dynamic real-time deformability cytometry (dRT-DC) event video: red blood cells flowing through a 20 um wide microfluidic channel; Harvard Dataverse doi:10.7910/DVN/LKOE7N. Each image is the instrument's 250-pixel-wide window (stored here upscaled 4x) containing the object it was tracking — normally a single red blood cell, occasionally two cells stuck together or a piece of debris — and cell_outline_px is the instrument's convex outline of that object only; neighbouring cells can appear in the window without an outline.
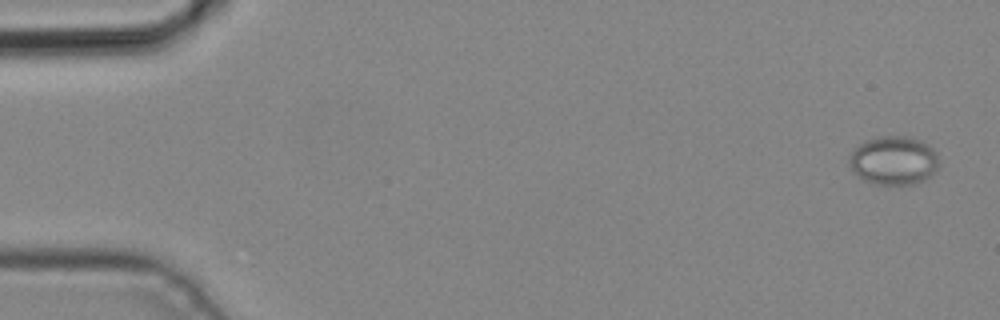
{"species": "common noctule bat (a hibernating species)", "species_latin": "Nyctalus noctula", "temperature_condition": "cold", "stored_images_in_passage": 4, "camera_frame_rate_fps": 3000, "um_per_image_px": 0.085, "animal": {"sex": "male", "body_mass_g": 19.2, "forearm_length_mm": 51.8}, "frame": {"image": 1, "passage_image": 1, "time_ms": 0.0, "image_size_px": [1000, 320], "cell_outline_px": [[940, 164], [936, 172], [932, 176], [924, 180], [912, 184], [876, 184], [864, 180], [848, 164], [848, 160], [852, 152], [864, 140], [876, 136], [908, 136], [920, 140], [928, 144], [936, 152]], "centroid_in_image_um": [76.0, 13.63], "position_along_channel_um": 9.0, "area_um2": 25.61}}
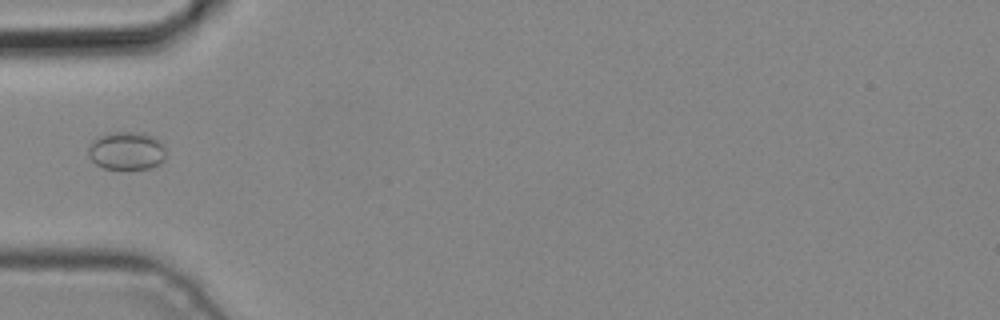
{"frame": {"image": 2, "passage_image": 3, "time_ms": 0.667, "image_size_px": [1000, 320], "cell_outline_px": [[164, 160], [160, 164], [148, 168], [104, 168], [96, 164], [88, 156], [88, 144], [92, 140], [108, 132], [144, 132], [160, 140], [164, 144]], "centroid_in_image_um": [10.75, 12.79], "position_along_channel_um": 74.3, "area_um2": 17.34}}
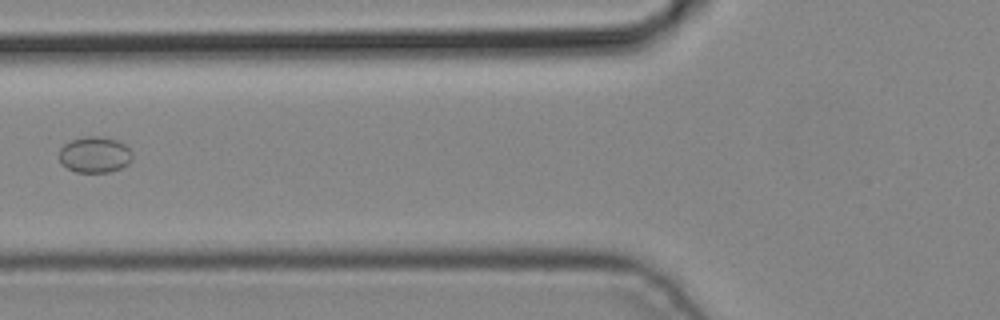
{"frame": {"image": 3, "passage_image": 4, "time_ms": 1.0, "image_size_px": [1000, 320], "cell_outline_px": [[132, 160], [128, 164], [120, 168], [108, 172], [76, 172], [60, 164], [60, 148], [64, 144], [72, 140], [84, 136], [100, 136], [116, 140], [124, 144], [132, 152]], "centroid_in_image_um": [8.05, 13.15], "position_along_channel_um": 117.8, "area_um2": 15.37}}